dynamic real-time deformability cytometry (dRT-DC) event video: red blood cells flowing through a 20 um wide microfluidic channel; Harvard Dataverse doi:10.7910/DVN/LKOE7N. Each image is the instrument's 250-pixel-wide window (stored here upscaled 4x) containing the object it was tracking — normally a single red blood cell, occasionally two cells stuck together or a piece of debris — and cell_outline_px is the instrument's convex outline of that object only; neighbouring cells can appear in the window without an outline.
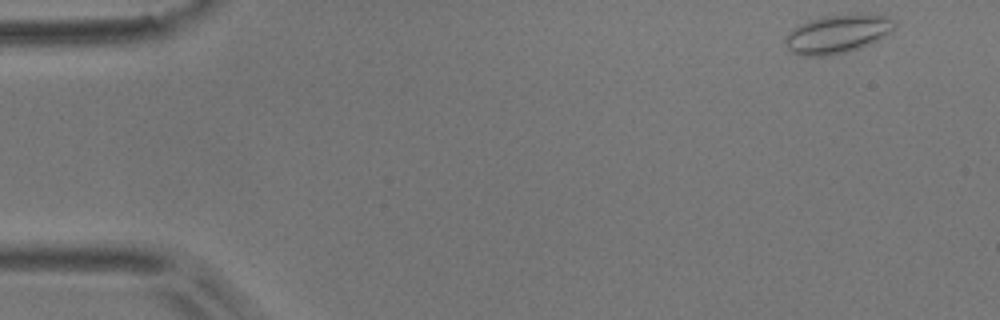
{"species": "common noctule bat (a hibernating species)", "species_latin": "Nyctalus noctula", "temperature_condition": "room temperature", "stored_images_in_passage": 5, "camera_frame_rate_fps": 3000, "um_per_image_px": 0.085, "animal": {"sex": "male", "body_mass_g": 17.9}, "frame": {"image": 1, "passage_image": 1, "time_ms": 0.0, "image_size_px": [1000, 320], "cell_outline_px": [[896, 28], [876, 40], [860, 48], [844, 52], [820, 56], [800, 56], [792, 52], [788, 48], [784, 40], [784, 36], [792, 28], [800, 24], [824, 16], [868, 12], [884, 16], [896, 20]], "centroid_in_image_um": [71.19, 2.86], "position_along_channel_um": 13.8, "area_um2": 24.62}}